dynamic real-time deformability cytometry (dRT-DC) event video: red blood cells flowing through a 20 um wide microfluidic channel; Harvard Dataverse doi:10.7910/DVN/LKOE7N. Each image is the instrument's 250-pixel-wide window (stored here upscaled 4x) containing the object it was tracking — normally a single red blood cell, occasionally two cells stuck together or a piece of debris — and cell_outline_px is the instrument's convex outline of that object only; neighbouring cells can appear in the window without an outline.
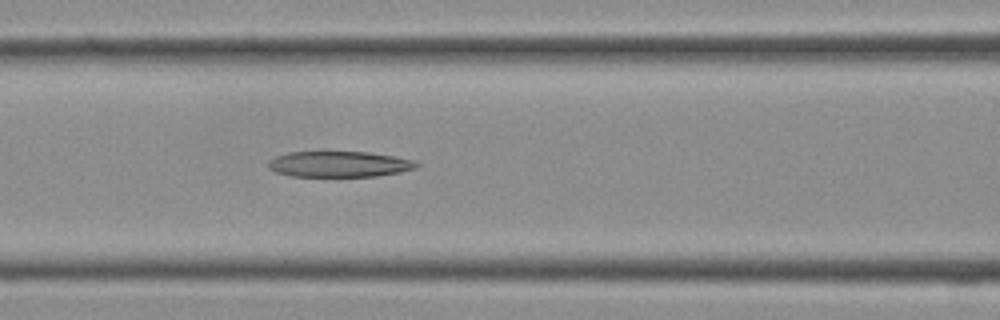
{"species": "Egyptian fruit bat (a non-hibernating species)", "species_latin": "Rousettus aegyptiacus", "temperature_condition": "cold", "stored_images_in_passage": 12, "camera_frame_rate_fps": 3000, "um_per_image_px": 0.085, "frame": {"image": 1, "passage_image": 12, "time_ms": 3.667, "image_size_px": [1000, 320], "cell_outline_px": [[420, 164], [416, 168], [400, 172], [376, 176], [292, 176], [276, 172], [268, 168], [268, 160], [276, 156], [288, 152], [368, 152], [396, 156], [412, 160]], "centroid_in_image_um": [28.83, 13.95], "position_along_channel_um": 137.8, "area_um2": 22.25}}